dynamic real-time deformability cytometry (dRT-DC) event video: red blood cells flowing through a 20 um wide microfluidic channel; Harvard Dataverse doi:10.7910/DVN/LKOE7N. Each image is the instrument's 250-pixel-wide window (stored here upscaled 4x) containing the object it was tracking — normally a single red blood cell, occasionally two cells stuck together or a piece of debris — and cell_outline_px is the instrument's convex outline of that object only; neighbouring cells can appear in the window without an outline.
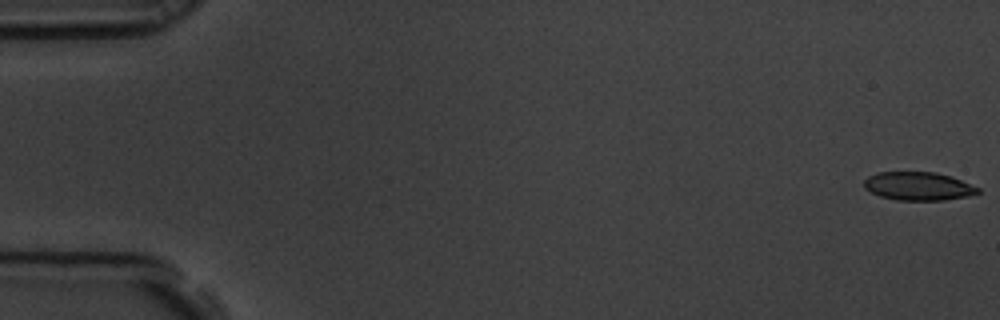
{"species": "common noctule bat (a hibernating species)", "species_latin": "Nyctalus noctula", "temperature_condition": "room temperature", "stored_images_in_passage": 6, "camera_frame_rate_fps": 3000, "um_per_image_px": 0.085, "animal": {"sex": "male", "body_mass_g": 19.5, "forearm_length_mm": 54.6}, "frame": {"image": 1, "passage_image": 1, "time_ms": 0.0, "image_size_px": [1000, 320], "cell_outline_px": [[980, 192], [968, 196], [944, 200], [896, 200], [880, 196], [864, 188], [864, 180], [868, 176], [880, 172], [936, 172], [960, 180], [980, 188]], "centroid_in_image_um": [78.04, 15.83], "position_along_channel_um": 7.0, "area_um2": 18.67}}
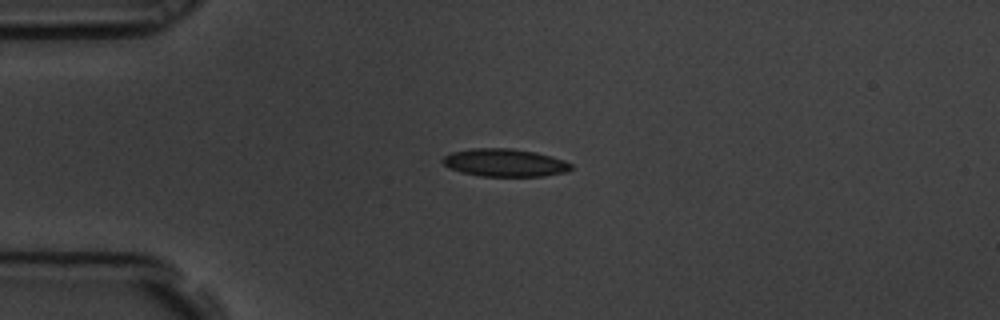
{"frame": {"image": 2, "passage_image": 5, "time_ms": 1.333, "image_size_px": [1000, 320], "cell_outline_px": [[572, 168], [568, 172], [544, 176], [480, 176], [460, 172], [448, 168], [440, 160], [444, 156], [452, 152], [472, 148], [512, 148], [536, 152], [564, 160], [572, 164]], "centroid_in_image_um": [42.9, 13.83], "position_along_channel_um": 42.1, "area_um2": 20.98}}